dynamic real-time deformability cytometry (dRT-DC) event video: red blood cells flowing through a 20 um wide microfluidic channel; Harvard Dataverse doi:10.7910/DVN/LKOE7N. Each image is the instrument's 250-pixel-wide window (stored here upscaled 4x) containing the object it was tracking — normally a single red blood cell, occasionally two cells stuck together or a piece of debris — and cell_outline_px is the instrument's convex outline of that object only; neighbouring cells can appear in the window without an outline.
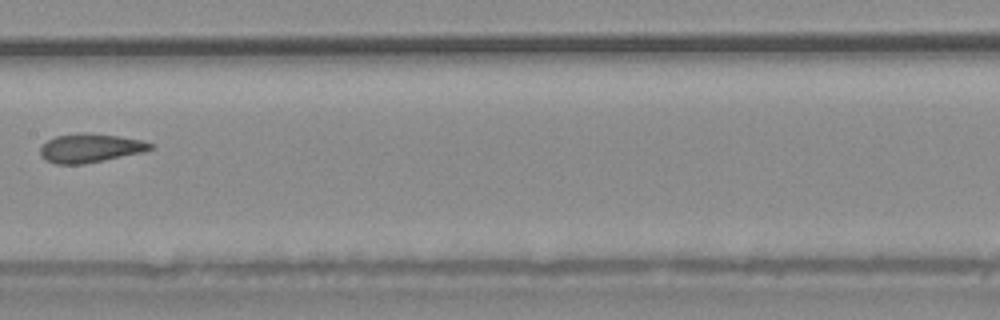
{"species": "common noctule bat (a hibernating species)", "species_latin": "Nyctalus noctula", "temperature_condition": "warm", "stored_images_in_passage": 10, "camera_frame_rate_fps": 3000, "um_per_image_px": 0.085, "animal": {"sex": "male", "body_mass_g": 20.4}, "frame": {"image": 1, "passage_image": 9, "time_ms": 2.667, "image_size_px": [1000, 320], "cell_outline_px": [[156, 148], [144, 152], [84, 164], [56, 164], [44, 160], [40, 156], [40, 148], [48, 140], [56, 136], [84, 132], [116, 136], [140, 140], [156, 144]], "centroid_in_image_um": [7.69, 12.59], "position_along_channel_um": 199.7, "area_um2": 18.55}}